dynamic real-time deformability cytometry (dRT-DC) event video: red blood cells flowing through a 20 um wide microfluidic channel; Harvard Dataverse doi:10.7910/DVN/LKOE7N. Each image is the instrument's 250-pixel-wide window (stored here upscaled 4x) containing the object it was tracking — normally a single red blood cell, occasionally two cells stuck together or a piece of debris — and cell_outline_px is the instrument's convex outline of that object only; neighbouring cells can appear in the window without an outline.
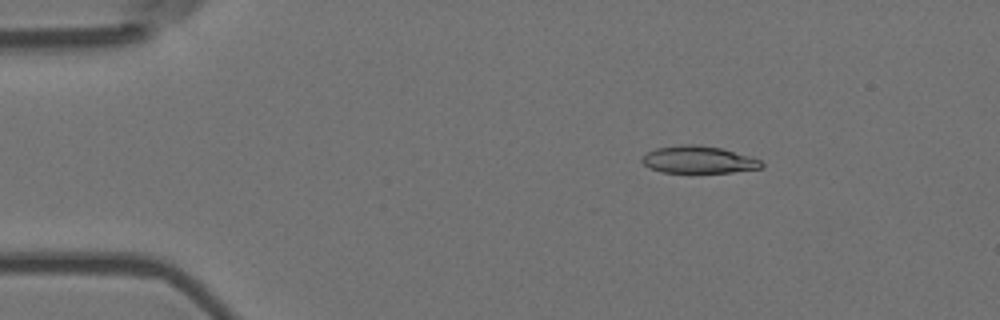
{"species": "Egyptian fruit bat (a non-hibernating species)", "species_latin": "Rousettus aegyptiacus", "temperature_condition": "room temperature", "stored_images_in_passage": 13, "camera_frame_rate_fps": 3000, "um_per_image_px": 0.085, "animal": {"sex": "female"}, "frame": {"image": 1, "passage_image": 2, "time_ms": 0.333, "image_size_px": [1000, 320], "cell_outline_px": [[764, 168], [732, 172], [660, 172], [648, 168], [640, 160], [648, 152], [656, 148], [680, 144], [696, 144], [720, 148], [748, 156], [760, 160], [764, 164]], "centroid_in_image_um": [59.35, 13.57], "position_along_channel_um": 25.6, "area_um2": 18.9}}
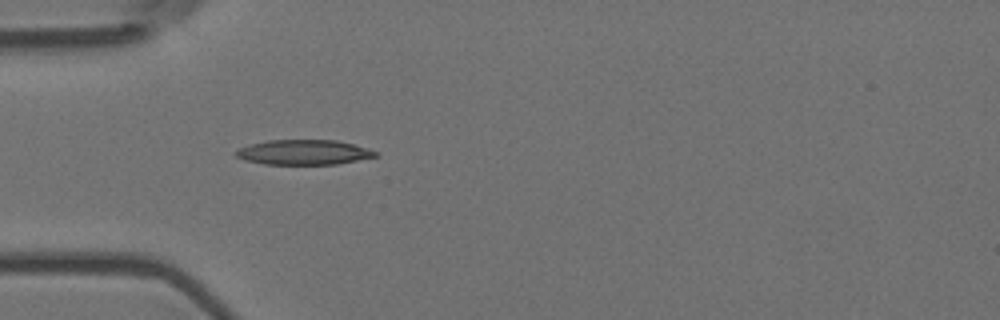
{"frame": {"image": 2, "passage_image": 10, "time_ms": 3.0, "image_size_px": [1000, 320], "cell_outline_px": [[380, 156], [336, 164], [264, 164], [244, 160], [236, 156], [236, 152], [240, 148], [252, 144], [268, 140], [336, 140], [368, 148], [376, 152]], "centroid_in_image_um": [25.85, 12.94], "position_along_channel_um": 59.2, "area_um2": 20.11}}
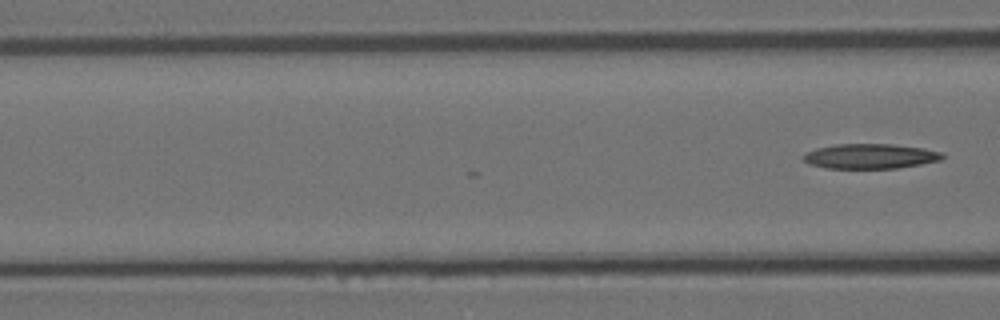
{"frame": {"image": 3, "passage_image": 13, "time_ms": 4.0, "image_size_px": [1000, 320], "cell_outline_px": [[944, 156], [940, 160], [920, 164], [896, 168], [824, 168], [808, 164], [800, 156], [804, 152], [816, 148], [836, 144], [892, 144], [924, 148], [944, 152]], "centroid_in_image_um": [73.92, 13.27], "position_along_channel_um": 92.7, "area_um2": 20.35}}